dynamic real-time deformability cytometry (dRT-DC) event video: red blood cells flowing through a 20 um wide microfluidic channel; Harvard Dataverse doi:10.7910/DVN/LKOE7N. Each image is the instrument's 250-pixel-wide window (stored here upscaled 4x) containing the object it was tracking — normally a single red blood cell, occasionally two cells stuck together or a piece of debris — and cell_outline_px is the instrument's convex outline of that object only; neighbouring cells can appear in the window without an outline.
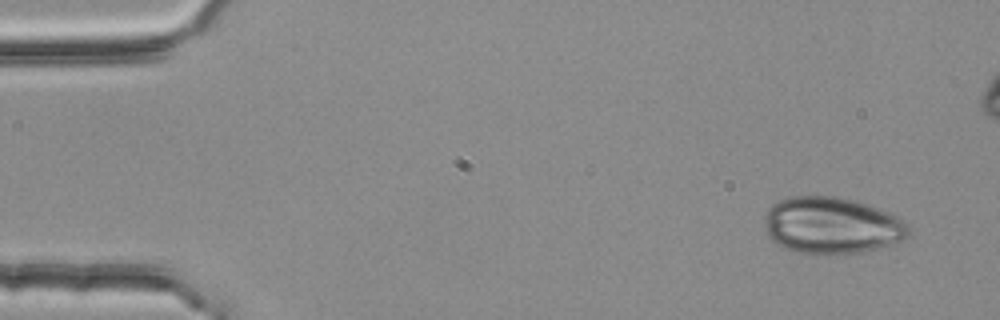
{"species": "common noctule bat (a hibernating species)", "species_latin": "Nyctalus noctula", "temperature_condition": "room temperature", "stored_images_in_passage": 4, "camera_frame_rate_fps": 3000, "um_per_image_px": 0.085, "animal": {"sex": "female", "body_mass_g": 25.1}, "frame": {"image": 1, "passage_image": 1, "time_ms": 0.0, "image_size_px": [1000, 320], "cell_outline_px": [[912, 236], [904, 240], [880, 248], [860, 252], [796, 252], [772, 240], [768, 236], [764, 228], [764, 216], [768, 208], [772, 204], [780, 200], [792, 196], [840, 196], [856, 200], [868, 204], [888, 212], [904, 220], [908, 224]], "centroid_in_image_um": [70.74, 19.13], "position_along_channel_um": 14.3, "area_um2": 47.57}}
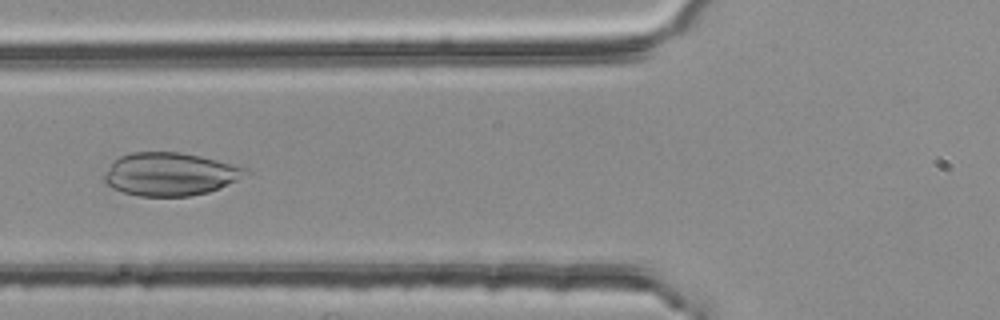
{"frame": {"image": 2, "passage_image": 4, "time_ms": 1.0, "image_size_px": [1000, 320], "cell_outline_px": [[248, 172], [236, 180], [208, 192], [188, 196], [140, 196], [124, 192], [112, 188], [104, 180], [104, 176], [112, 160], [120, 156], [132, 152], [180, 152], [200, 156], [248, 168]], "centroid_in_image_um": [14.41, 14.79], "position_along_channel_um": 111.4, "area_um2": 35.08}}